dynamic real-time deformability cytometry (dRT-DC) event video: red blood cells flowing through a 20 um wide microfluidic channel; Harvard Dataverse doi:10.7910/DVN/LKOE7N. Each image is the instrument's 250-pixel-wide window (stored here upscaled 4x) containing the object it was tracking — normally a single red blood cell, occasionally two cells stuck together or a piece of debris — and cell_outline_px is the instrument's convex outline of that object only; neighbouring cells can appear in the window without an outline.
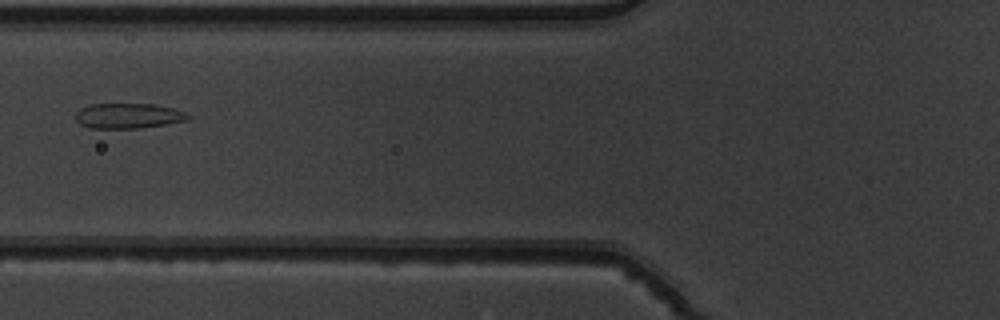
{"species": "common noctule bat (a hibernating species)", "species_latin": "Nyctalus noctula", "temperature_condition": "warm", "stored_images_in_passage": 3, "camera_frame_rate_fps": 3000, "um_per_image_px": 0.085, "animal": {"sex": "male", "body_mass_g": 19.5, "forearm_length_mm": 54.6}, "frame": {"image": 1, "passage_image": 2, "time_ms": 0.333, "image_size_px": [1000, 320], "cell_outline_px": [[192, 116], [188, 120], [140, 128], [88, 128], [80, 124], [76, 120], [76, 112], [80, 108], [88, 104], [156, 104], [172, 108], [184, 112]], "centroid_in_image_um": [10.88, 9.84], "position_along_channel_um": 114.9, "area_um2": 16.53}}
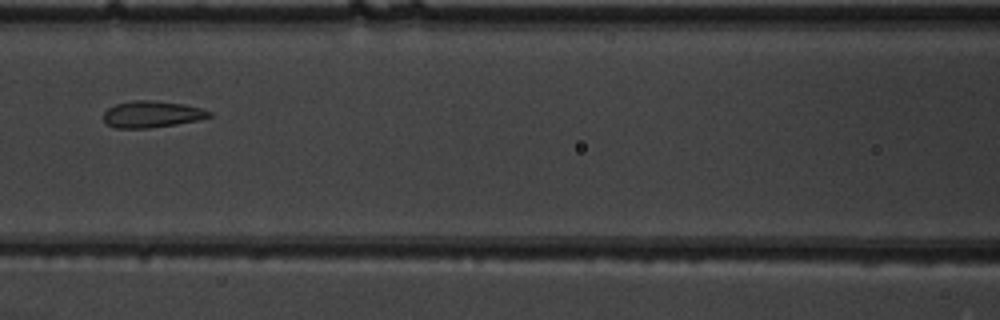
{"frame": {"image": 2, "passage_image": 3, "time_ms": 0.667, "image_size_px": [1000, 320], "cell_outline_px": [[212, 116], [200, 120], [176, 124], [148, 128], [116, 128], [108, 124], [104, 120], [104, 112], [108, 108], [116, 104], [132, 100], [156, 100], [184, 104], [200, 108], [212, 112]], "centroid_in_image_um": [12.93, 9.7], "position_along_channel_um": 153.7, "area_um2": 16.42}}